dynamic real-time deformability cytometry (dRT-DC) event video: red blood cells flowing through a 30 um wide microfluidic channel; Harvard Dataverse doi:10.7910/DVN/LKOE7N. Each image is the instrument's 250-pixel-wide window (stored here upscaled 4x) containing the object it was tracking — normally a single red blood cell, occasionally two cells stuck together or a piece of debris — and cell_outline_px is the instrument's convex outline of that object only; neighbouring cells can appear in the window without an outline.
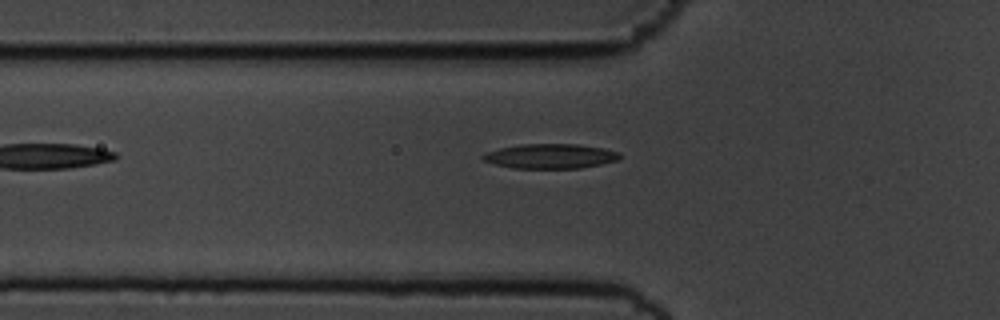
{"species": "common noctule bat (a hibernating species)", "species_latin": "Nyctalus noctula", "temperature_condition": "cold", "stored_images_in_passage": 33, "camera_frame_rate_fps": 3000, "um_per_image_px": 0.085, "animal": {"sex": "male", "body_mass_g": 19.5, "forearm_length_mm": 54.6}, "frame": {"image": 1, "passage_image": 2, "time_ms": 0.333, "image_size_px": [1000, 320], "cell_outline_px": [[620, 160], [580, 168], [512, 168], [496, 164], [484, 160], [480, 156], [484, 152], [500, 148], [520, 144], [576, 144], [604, 148], [620, 152]], "centroid_in_image_um": [46.79, 13.27], "position_along_channel_um": 79.0, "area_um2": 19.71}}
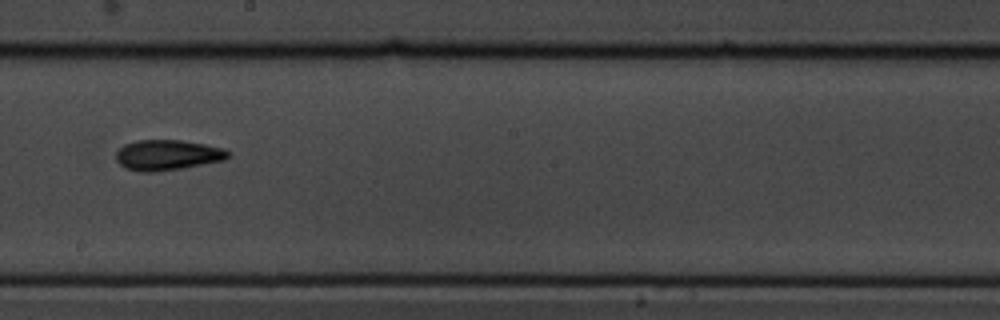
{"frame": {"image": 2, "passage_image": 15, "time_ms": 4.667, "image_size_px": [1000, 320], "cell_outline_px": [[228, 156], [224, 160], [180, 168], [152, 172], [140, 172], [124, 168], [116, 160], [116, 152], [124, 144], [136, 140], [180, 140], [204, 144], [224, 148], [228, 152]], "centroid_in_image_um": [14.18, 13.17], "position_along_channel_um": 234.0, "area_um2": 19.71}}
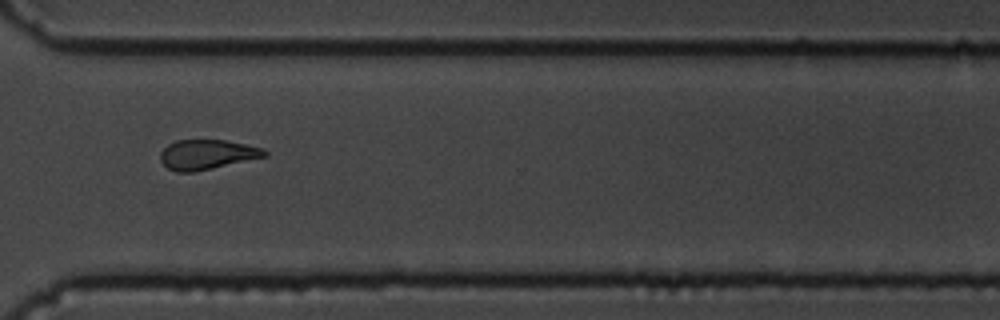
{"frame": {"image": 3, "passage_image": 25, "time_ms": 8.0, "image_size_px": [1000, 320], "cell_outline_px": [[268, 156], [212, 168], [192, 172], [176, 172], [168, 168], [160, 160], [160, 152], [168, 144], [176, 140], [224, 140], [264, 148], [268, 152]], "centroid_in_image_um": [17.6, 13.13], "position_along_channel_um": 353.0, "area_um2": 18.03}, "authors_computed_cell_mechanics": {"area_um2": 18.785, "velocity_mm_per_s": 3.5777, "shape_relaxation_time_tau1_ms": 5.1044, "shape_relaxation_time_tau2_ms": 5.4337, "deformation_change_tau1": 0.1572, "deformation_change_tau2": 0.1561}}